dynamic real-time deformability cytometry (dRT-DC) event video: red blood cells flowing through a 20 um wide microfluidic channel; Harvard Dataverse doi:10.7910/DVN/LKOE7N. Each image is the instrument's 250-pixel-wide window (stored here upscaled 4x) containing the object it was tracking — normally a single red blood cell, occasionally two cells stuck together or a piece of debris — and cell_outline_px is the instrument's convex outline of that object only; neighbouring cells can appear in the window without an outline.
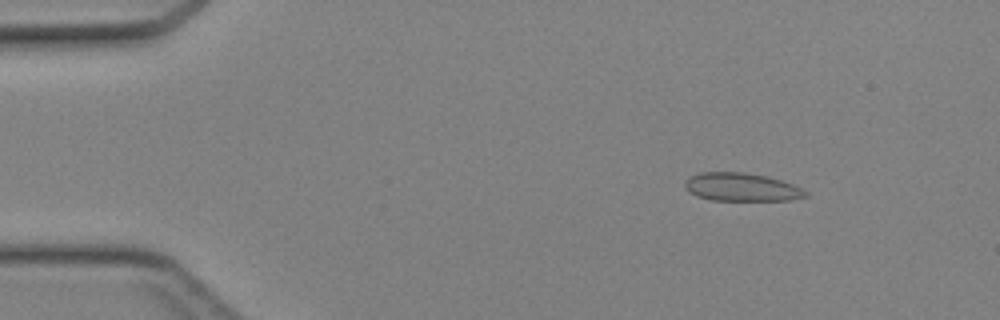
{"species": "Egyptian fruit bat (a non-hibernating species)", "species_latin": "Rousettus aegyptiacus", "temperature_condition": "cold", "stored_images_in_passage": 44, "camera_frame_rate_fps": 3000, "um_per_image_px": 0.085, "animal": {"sex": "female"}, "frame": {"image": 1, "passage_image": 5, "time_ms": 1.333, "image_size_px": [1000, 320], "cell_outline_px": [[808, 196], [788, 200], [712, 200], [696, 196], [688, 192], [684, 184], [688, 176], [700, 172], [744, 172], [768, 176], [792, 184], [808, 192]], "centroid_in_image_um": [62.99, 15.9], "position_along_channel_um": 22.0, "area_um2": 19.88}}
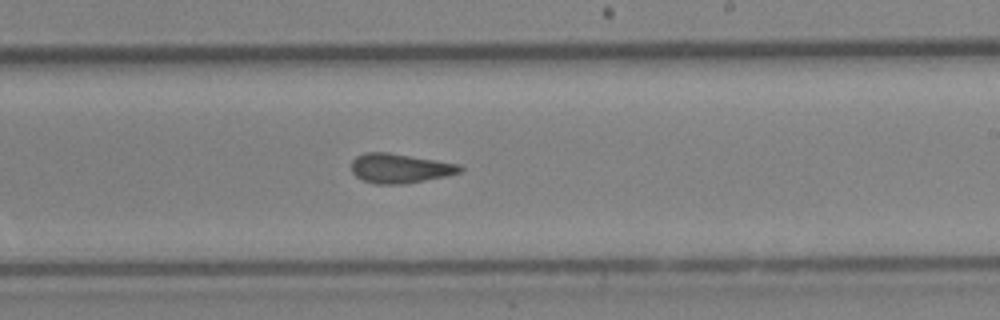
{"frame": {"image": 2, "passage_image": 26, "time_ms": 8.333, "image_size_px": [1000, 320], "cell_outline_px": [[464, 168], [460, 172], [448, 176], [400, 184], [376, 184], [364, 180], [356, 176], [352, 172], [352, 160], [356, 156], [364, 152], [388, 152], [460, 164]], "centroid_in_image_um": [33.99, 14.29], "position_along_channel_um": 255.0, "area_um2": 18.61}}
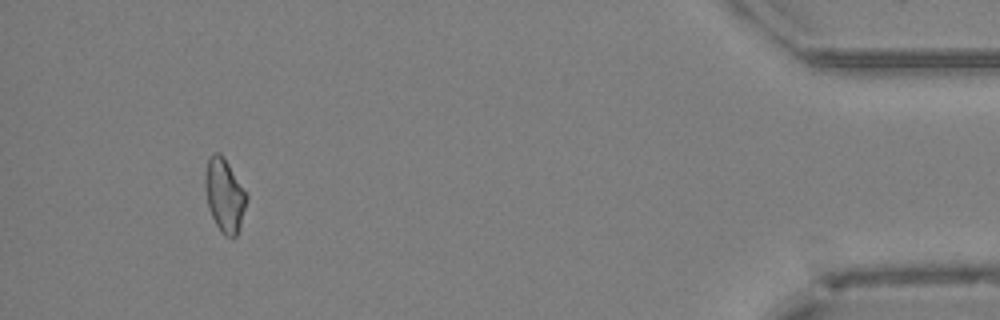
{"frame": {"image": 3, "passage_image": 41, "time_ms": 13.333, "image_size_px": [1000, 320], "cell_outline_px": [[248, 196], [240, 232], [232, 240], [216, 224], [208, 208], [204, 188], [204, 176], [208, 156], [212, 152], [220, 152], [224, 156]], "centroid_in_image_um": [19.08, 16.57], "position_along_channel_um": 416.1, "area_um2": 18.03}}